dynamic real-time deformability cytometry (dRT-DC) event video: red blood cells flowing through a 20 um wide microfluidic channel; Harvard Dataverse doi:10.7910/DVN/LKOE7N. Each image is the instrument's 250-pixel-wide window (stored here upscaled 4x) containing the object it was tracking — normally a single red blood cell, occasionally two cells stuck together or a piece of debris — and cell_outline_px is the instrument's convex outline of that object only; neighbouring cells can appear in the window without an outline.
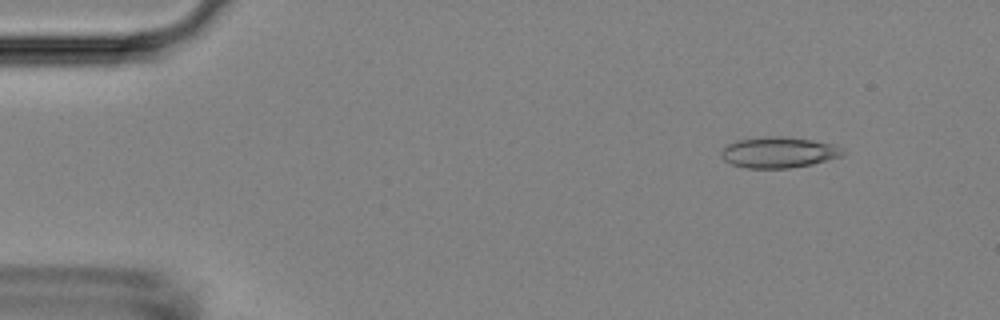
{"species": "Egyptian fruit bat (a non-hibernating species)", "species_latin": "Rousettus aegyptiacus", "temperature_condition": "room temperature", "stored_images_in_passage": 51, "camera_frame_rate_fps": 3000, "um_per_image_px": 0.085, "animal": {"sex": "female"}, "frame": {"image": 1, "passage_image": 4, "time_ms": 1.0, "image_size_px": [1000, 320], "cell_outline_px": [[844, 156], [812, 164], [788, 168], [748, 168], [732, 164], [724, 160], [720, 156], [720, 152], [728, 144], [736, 140], [768, 136], [784, 136], [812, 140], [832, 144], [840, 148], [844, 152]], "centroid_in_image_um": [66.17, 12.95], "position_along_channel_um": 18.8, "area_um2": 21.85}}
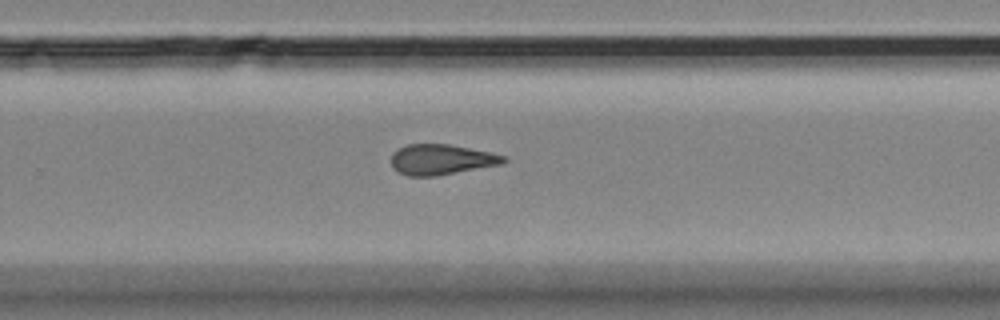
{"frame": {"image": 2, "passage_image": 33, "time_ms": 10.667, "image_size_px": [1000, 320], "cell_outline_px": [[508, 160], [504, 164], [436, 176], [408, 176], [392, 168], [392, 152], [396, 148], [408, 144], [452, 144], [488, 152], [504, 156]], "centroid_in_image_um": [37.5, 13.56], "position_along_channel_um": 292.3, "area_um2": 20.06}}
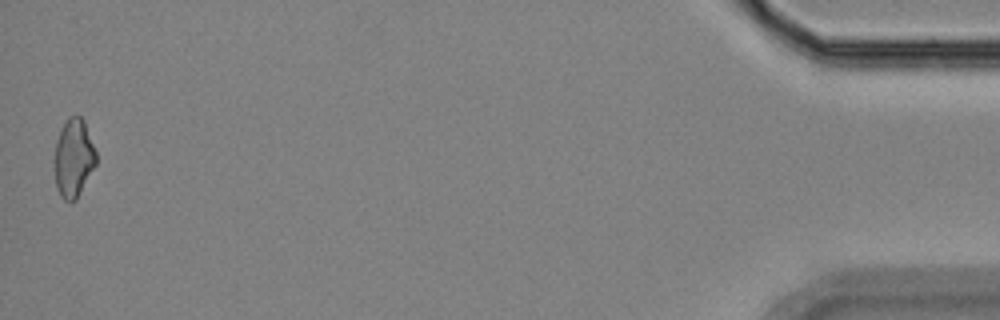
{"frame": {"image": 3, "passage_image": 51, "time_ms": 16.667, "image_size_px": [1000, 320], "cell_outline_px": [[96, 164], [76, 200], [64, 200], [60, 196], [56, 184], [56, 140], [60, 128], [68, 116], [80, 116], [84, 120], [96, 152]], "centroid_in_image_um": [6.27, 13.4], "position_along_channel_um": 428.9, "area_um2": 18.67}, "authors_computed_cell_mechanics": {"area_um2": 20.519, "velocity_mm_per_s": 3.7536, "shape_relaxation_time_tau1_ms": null, "shape_relaxation_time_tau2_ms": 5.3918, "deformation_change_tau1": null, "deformation_change_tau2": 0.1318}}